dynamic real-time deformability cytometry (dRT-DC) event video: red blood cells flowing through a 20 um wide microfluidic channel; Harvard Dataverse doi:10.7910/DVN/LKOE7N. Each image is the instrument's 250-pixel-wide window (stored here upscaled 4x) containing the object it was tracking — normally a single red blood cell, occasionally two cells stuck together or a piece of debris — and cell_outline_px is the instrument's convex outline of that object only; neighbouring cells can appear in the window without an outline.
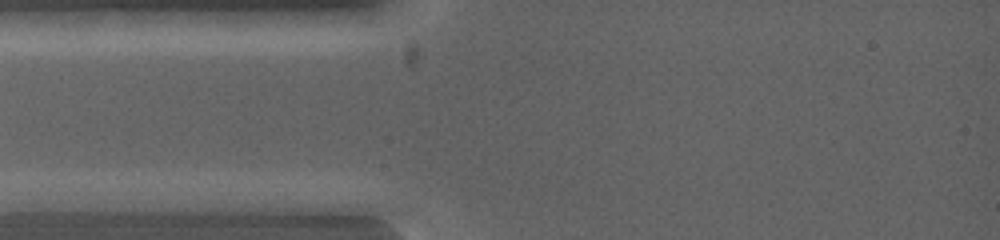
{"species": "common noctule bat (a hibernating species)", "species_latin": "Nyctalus noctula", "temperature_condition": "warm", "stored_images_in_passage": 4, "camera_frame_rate_fps": 5000, "um_per_image_px": 0.085, "animal": {"sex": "female", "body_mass_g": 19.0, "forearm_length_mm": 53.3}, "frame": {"image": 1, "passage_image": 1, "time_ms": 0.0, "image_size_px": [1000, 240], "cell_outline_px": [[132, 200], [96, 212], [36, 212], [12, 200], [32, 192], [48, 188], [100, 192]], "centroid_in_image_um": [5.84, 17.08], "position_along_channel_um": 79.2, "area_um2": 14.22}}